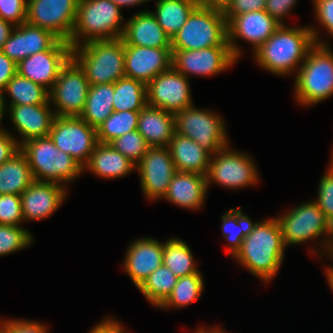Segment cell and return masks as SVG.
<instances>
[{
    "instance_id": "cell-55",
    "label": "cell",
    "mask_w": 333,
    "mask_h": 333,
    "mask_svg": "<svg viewBox=\"0 0 333 333\" xmlns=\"http://www.w3.org/2000/svg\"><path fill=\"white\" fill-rule=\"evenodd\" d=\"M4 94H0V133L1 132H5V130H3L2 128H1V121H2V116H3V114H4V112H5V100H4V96H3Z\"/></svg>"
},
{
    "instance_id": "cell-54",
    "label": "cell",
    "mask_w": 333,
    "mask_h": 333,
    "mask_svg": "<svg viewBox=\"0 0 333 333\" xmlns=\"http://www.w3.org/2000/svg\"><path fill=\"white\" fill-rule=\"evenodd\" d=\"M89 333H109V318L94 326Z\"/></svg>"
},
{
    "instance_id": "cell-51",
    "label": "cell",
    "mask_w": 333,
    "mask_h": 333,
    "mask_svg": "<svg viewBox=\"0 0 333 333\" xmlns=\"http://www.w3.org/2000/svg\"><path fill=\"white\" fill-rule=\"evenodd\" d=\"M230 1L231 0H200V4L224 9L230 3Z\"/></svg>"
},
{
    "instance_id": "cell-19",
    "label": "cell",
    "mask_w": 333,
    "mask_h": 333,
    "mask_svg": "<svg viewBox=\"0 0 333 333\" xmlns=\"http://www.w3.org/2000/svg\"><path fill=\"white\" fill-rule=\"evenodd\" d=\"M125 76L147 85L172 67L171 48L125 46Z\"/></svg>"
},
{
    "instance_id": "cell-21",
    "label": "cell",
    "mask_w": 333,
    "mask_h": 333,
    "mask_svg": "<svg viewBox=\"0 0 333 333\" xmlns=\"http://www.w3.org/2000/svg\"><path fill=\"white\" fill-rule=\"evenodd\" d=\"M65 186L46 181H34L20 195L23 220L47 218L63 203Z\"/></svg>"
},
{
    "instance_id": "cell-9",
    "label": "cell",
    "mask_w": 333,
    "mask_h": 333,
    "mask_svg": "<svg viewBox=\"0 0 333 333\" xmlns=\"http://www.w3.org/2000/svg\"><path fill=\"white\" fill-rule=\"evenodd\" d=\"M176 133L197 142L214 157L228 144L226 127L220 115L196 109L193 105L174 114Z\"/></svg>"
},
{
    "instance_id": "cell-58",
    "label": "cell",
    "mask_w": 333,
    "mask_h": 333,
    "mask_svg": "<svg viewBox=\"0 0 333 333\" xmlns=\"http://www.w3.org/2000/svg\"><path fill=\"white\" fill-rule=\"evenodd\" d=\"M329 165L330 168L327 171H329L333 175V155H332V162Z\"/></svg>"
},
{
    "instance_id": "cell-33",
    "label": "cell",
    "mask_w": 333,
    "mask_h": 333,
    "mask_svg": "<svg viewBox=\"0 0 333 333\" xmlns=\"http://www.w3.org/2000/svg\"><path fill=\"white\" fill-rule=\"evenodd\" d=\"M11 97L9 106L52 104L49 91L43 86L16 73L7 83L4 92Z\"/></svg>"
},
{
    "instance_id": "cell-56",
    "label": "cell",
    "mask_w": 333,
    "mask_h": 333,
    "mask_svg": "<svg viewBox=\"0 0 333 333\" xmlns=\"http://www.w3.org/2000/svg\"><path fill=\"white\" fill-rule=\"evenodd\" d=\"M326 272L328 283L331 287V290H333V267H328V269H326Z\"/></svg>"
},
{
    "instance_id": "cell-30",
    "label": "cell",
    "mask_w": 333,
    "mask_h": 333,
    "mask_svg": "<svg viewBox=\"0 0 333 333\" xmlns=\"http://www.w3.org/2000/svg\"><path fill=\"white\" fill-rule=\"evenodd\" d=\"M114 83L90 85L80 118L97 128L113 110Z\"/></svg>"
},
{
    "instance_id": "cell-37",
    "label": "cell",
    "mask_w": 333,
    "mask_h": 333,
    "mask_svg": "<svg viewBox=\"0 0 333 333\" xmlns=\"http://www.w3.org/2000/svg\"><path fill=\"white\" fill-rule=\"evenodd\" d=\"M200 272L189 276L179 277L177 284L174 286L171 295L159 308L185 307L198 298L203 291L204 282Z\"/></svg>"
},
{
    "instance_id": "cell-40",
    "label": "cell",
    "mask_w": 333,
    "mask_h": 333,
    "mask_svg": "<svg viewBox=\"0 0 333 333\" xmlns=\"http://www.w3.org/2000/svg\"><path fill=\"white\" fill-rule=\"evenodd\" d=\"M32 238L21 226L0 225V256L22 250L31 244Z\"/></svg>"
},
{
    "instance_id": "cell-47",
    "label": "cell",
    "mask_w": 333,
    "mask_h": 333,
    "mask_svg": "<svg viewBox=\"0 0 333 333\" xmlns=\"http://www.w3.org/2000/svg\"><path fill=\"white\" fill-rule=\"evenodd\" d=\"M297 0H266L265 11L283 24L282 18L287 16Z\"/></svg>"
},
{
    "instance_id": "cell-20",
    "label": "cell",
    "mask_w": 333,
    "mask_h": 333,
    "mask_svg": "<svg viewBox=\"0 0 333 333\" xmlns=\"http://www.w3.org/2000/svg\"><path fill=\"white\" fill-rule=\"evenodd\" d=\"M59 40L50 30L25 22L14 27L0 51L18 64L26 57L51 49Z\"/></svg>"
},
{
    "instance_id": "cell-39",
    "label": "cell",
    "mask_w": 333,
    "mask_h": 333,
    "mask_svg": "<svg viewBox=\"0 0 333 333\" xmlns=\"http://www.w3.org/2000/svg\"><path fill=\"white\" fill-rule=\"evenodd\" d=\"M109 144L135 165L140 162L150 148L145 138L137 130L128 132Z\"/></svg>"
},
{
    "instance_id": "cell-28",
    "label": "cell",
    "mask_w": 333,
    "mask_h": 333,
    "mask_svg": "<svg viewBox=\"0 0 333 333\" xmlns=\"http://www.w3.org/2000/svg\"><path fill=\"white\" fill-rule=\"evenodd\" d=\"M85 168L102 178L114 179L129 174L136 165L110 144L98 142Z\"/></svg>"
},
{
    "instance_id": "cell-14",
    "label": "cell",
    "mask_w": 333,
    "mask_h": 333,
    "mask_svg": "<svg viewBox=\"0 0 333 333\" xmlns=\"http://www.w3.org/2000/svg\"><path fill=\"white\" fill-rule=\"evenodd\" d=\"M188 78L173 67L146 85L147 105L177 113L193 105Z\"/></svg>"
},
{
    "instance_id": "cell-35",
    "label": "cell",
    "mask_w": 333,
    "mask_h": 333,
    "mask_svg": "<svg viewBox=\"0 0 333 333\" xmlns=\"http://www.w3.org/2000/svg\"><path fill=\"white\" fill-rule=\"evenodd\" d=\"M178 277L165 265H161L138 288L145 298L160 307L171 295Z\"/></svg>"
},
{
    "instance_id": "cell-43",
    "label": "cell",
    "mask_w": 333,
    "mask_h": 333,
    "mask_svg": "<svg viewBox=\"0 0 333 333\" xmlns=\"http://www.w3.org/2000/svg\"><path fill=\"white\" fill-rule=\"evenodd\" d=\"M27 0H0V17L13 24L26 22Z\"/></svg>"
},
{
    "instance_id": "cell-12",
    "label": "cell",
    "mask_w": 333,
    "mask_h": 333,
    "mask_svg": "<svg viewBox=\"0 0 333 333\" xmlns=\"http://www.w3.org/2000/svg\"><path fill=\"white\" fill-rule=\"evenodd\" d=\"M79 0H28L26 22L70 41Z\"/></svg>"
},
{
    "instance_id": "cell-7",
    "label": "cell",
    "mask_w": 333,
    "mask_h": 333,
    "mask_svg": "<svg viewBox=\"0 0 333 333\" xmlns=\"http://www.w3.org/2000/svg\"><path fill=\"white\" fill-rule=\"evenodd\" d=\"M296 100L302 105L324 101L333 94V52L315 44L301 64L295 79Z\"/></svg>"
},
{
    "instance_id": "cell-59",
    "label": "cell",
    "mask_w": 333,
    "mask_h": 333,
    "mask_svg": "<svg viewBox=\"0 0 333 333\" xmlns=\"http://www.w3.org/2000/svg\"><path fill=\"white\" fill-rule=\"evenodd\" d=\"M330 255L333 257V250L329 253V256H330Z\"/></svg>"
},
{
    "instance_id": "cell-49",
    "label": "cell",
    "mask_w": 333,
    "mask_h": 333,
    "mask_svg": "<svg viewBox=\"0 0 333 333\" xmlns=\"http://www.w3.org/2000/svg\"><path fill=\"white\" fill-rule=\"evenodd\" d=\"M17 73V64L7 55L0 51V94L4 93V89L8 81Z\"/></svg>"
},
{
    "instance_id": "cell-2",
    "label": "cell",
    "mask_w": 333,
    "mask_h": 333,
    "mask_svg": "<svg viewBox=\"0 0 333 333\" xmlns=\"http://www.w3.org/2000/svg\"><path fill=\"white\" fill-rule=\"evenodd\" d=\"M314 27L288 28L282 24L254 51L260 67L276 75H287L303 63L309 50L322 45Z\"/></svg>"
},
{
    "instance_id": "cell-4",
    "label": "cell",
    "mask_w": 333,
    "mask_h": 333,
    "mask_svg": "<svg viewBox=\"0 0 333 333\" xmlns=\"http://www.w3.org/2000/svg\"><path fill=\"white\" fill-rule=\"evenodd\" d=\"M120 11L111 0H79L70 45L76 47L92 40L122 38L125 24H121L123 16Z\"/></svg>"
},
{
    "instance_id": "cell-11",
    "label": "cell",
    "mask_w": 333,
    "mask_h": 333,
    "mask_svg": "<svg viewBox=\"0 0 333 333\" xmlns=\"http://www.w3.org/2000/svg\"><path fill=\"white\" fill-rule=\"evenodd\" d=\"M90 83L80 65L71 57L62 67L49 91V102L56 105V116H80L85 107Z\"/></svg>"
},
{
    "instance_id": "cell-48",
    "label": "cell",
    "mask_w": 333,
    "mask_h": 333,
    "mask_svg": "<svg viewBox=\"0 0 333 333\" xmlns=\"http://www.w3.org/2000/svg\"><path fill=\"white\" fill-rule=\"evenodd\" d=\"M20 150L19 140L11 136L7 131L0 133V165L9 160Z\"/></svg>"
},
{
    "instance_id": "cell-15",
    "label": "cell",
    "mask_w": 333,
    "mask_h": 333,
    "mask_svg": "<svg viewBox=\"0 0 333 333\" xmlns=\"http://www.w3.org/2000/svg\"><path fill=\"white\" fill-rule=\"evenodd\" d=\"M72 57V46L60 39L51 49L26 57L17 64V73L48 91L54 86L62 67Z\"/></svg>"
},
{
    "instance_id": "cell-29",
    "label": "cell",
    "mask_w": 333,
    "mask_h": 333,
    "mask_svg": "<svg viewBox=\"0 0 333 333\" xmlns=\"http://www.w3.org/2000/svg\"><path fill=\"white\" fill-rule=\"evenodd\" d=\"M34 181L27 157L21 150L0 165V195H21Z\"/></svg>"
},
{
    "instance_id": "cell-25",
    "label": "cell",
    "mask_w": 333,
    "mask_h": 333,
    "mask_svg": "<svg viewBox=\"0 0 333 333\" xmlns=\"http://www.w3.org/2000/svg\"><path fill=\"white\" fill-rule=\"evenodd\" d=\"M206 175L176 171L163 198L183 208L198 209L207 193Z\"/></svg>"
},
{
    "instance_id": "cell-18",
    "label": "cell",
    "mask_w": 333,
    "mask_h": 333,
    "mask_svg": "<svg viewBox=\"0 0 333 333\" xmlns=\"http://www.w3.org/2000/svg\"><path fill=\"white\" fill-rule=\"evenodd\" d=\"M282 24L265 10L246 12L233 16L227 22L228 44L238 60L241 50L236 45V38L245 39L258 49Z\"/></svg>"
},
{
    "instance_id": "cell-44",
    "label": "cell",
    "mask_w": 333,
    "mask_h": 333,
    "mask_svg": "<svg viewBox=\"0 0 333 333\" xmlns=\"http://www.w3.org/2000/svg\"><path fill=\"white\" fill-rule=\"evenodd\" d=\"M2 333H48L47 327L39 322L27 320H4L0 322Z\"/></svg>"
},
{
    "instance_id": "cell-5",
    "label": "cell",
    "mask_w": 333,
    "mask_h": 333,
    "mask_svg": "<svg viewBox=\"0 0 333 333\" xmlns=\"http://www.w3.org/2000/svg\"><path fill=\"white\" fill-rule=\"evenodd\" d=\"M228 44L223 9L199 4L171 38V50H197Z\"/></svg>"
},
{
    "instance_id": "cell-13",
    "label": "cell",
    "mask_w": 333,
    "mask_h": 333,
    "mask_svg": "<svg viewBox=\"0 0 333 333\" xmlns=\"http://www.w3.org/2000/svg\"><path fill=\"white\" fill-rule=\"evenodd\" d=\"M215 155L210 158L207 186L216 182L226 188L238 189L258 182V170L247 154L234 152L227 145Z\"/></svg>"
},
{
    "instance_id": "cell-16",
    "label": "cell",
    "mask_w": 333,
    "mask_h": 333,
    "mask_svg": "<svg viewBox=\"0 0 333 333\" xmlns=\"http://www.w3.org/2000/svg\"><path fill=\"white\" fill-rule=\"evenodd\" d=\"M237 59L230 46H214L197 50H172V67L183 74L211 76L232 66Z\"/></svg>"
},
{
    "instance_id": "cell-24",
    "label": "cell",
    "mask_w": 333,
    "mask_h": 333,
    "mask_svg": "<svg viewBox=\"0 0 333 333\" xmlns=\"http://www.w3.org/2000/svg\"><path fill=\"white\" fill-rule=\"evenodd\" d=\"M50 106L51 104L9 106L14 127L22 136L19 146L28 140L49 136L56 116Z\"/></svg>"
},
{
    "instance_id": "cell-50",
    "label": "cell",
    "mask_w": 333,
    "mask_h": 333,
    "mask_svg": "<svg viewBox=\"0 0 333 333\" xmlns=\"http://www.w3.org/2000/svg\"><path fill=\"white\" fill-rule=\"evenodd\" d=\"M14 27L15 26L13 24L3 20L0 17V50L2 49L4 43L7 41V39L9 38Z\"/></svg>"
},
{
    "instance_id": "cell-6",
    "label": "cell",
    "mask_w": 333,
    "mask_h": 333,
    "mask_svg": "<svg viewBox=\"0 0 333 333\" xmlns=\"http://www.w3.org/2000/svg\"><path fill=\"white\" fill-rule=\"evenodd\" d=\"M20 150L27 157L36 181L66 185L84 171L71 155L58 149L49 136L28 140Z\"/></svg>"
},
{
    "instance_id": "cell-10",
    "label": "cell",
    "mask_w": 333,
    "mask_h": 333,
    "mask_svg": "<svg viewBox=\"0 0 333 333\" xmlns=\"http://www.w3.org/2000/svg\"><path fill=\"white\" fill-rule=\"evenodd\" d=\"M49 137L61 151L84 167L98 143L96 128L79 116H55Z\"/></svg>"
},
{
    "instance_id": "cell-1",
    "label": "cell",
    "mask_w": 333,
    "mask_h": 333,
    "mask_svg": "<svg viewBox=\"0 0 333 333\" xmlns=\"http://www.w3.org/2000/svg\"><path fill=\"white\" fill-rule=\"evenodd\" d=\"M285 247L275 217L259 223L251 221L247 235L233 257L253 275L270 281L283 263Z\"/></svg>"
},
{
    "instance_id": "cell-38",
    "label": "cell",
    "mask_w": 333,
    "mask_h": 333,
    "mask_svg": "<svg viewBox=\"0 0 333 333\" xmlns=\"http://www.w3.org/2000/svg\"><path fill=\"white\" fill-rule=\"evenodd\" d=\"M221 218V229L226 241L230 243L228 247L230 254L234 256L240 249L252 220L244 215L240 208L228 210Z\"/></svg>"
},
{
    "instance_id": "cell-45",
    "label": "cell",
    "mask_w": 333,
    "mask_h": 333,
    "mask_svg": "<svg viewBox=\"0 0 333 333\" xmlns=\"http://www.w3.org/2000/svg\"><path fill=\"white\" fill-rule=\"evenodd\" d=\"M266 0H231L223 9L227 22L236 15L251 11L265 10Z\"/></svg>"
},
{
    "instance_id": "cell-8",
    "label": "cell",
    "mask_w": 333,
    "mask_h": 333,
    "mask_svg": "<svg viewBox=\"0 0 333 333\" xmlns=\"http://www.w3.org/2000/svg\"><path fill=\"white\" fill-rule=\"evenodd\" d=\"M286 246L300 244L328 235L323 243L329 254L333 250V225L315 201L301 204L284 216L276 217Z\"/></svg>"
},
{
    "instance_id": "cell-3",
    "label": "cell",
    "mask_w": 333,
    "mask_h": 333,
    "mask_svg": "<svg viewBox=\"0 0 333 333\" xmlns=\"http://www.w3.org/2000/svg\"><path fill=\"white\" fill-rule=\"evenodd\" d=\"M72 58L83 69L90 85L115 83L125 77L122 38L92 40L72 47Z\"/></svg>"
},
{
    "instance_id": "cell-34",
    "label": "cell",
    "mask_w": 333,
    "mask_h": 333,
    "mask_svg": "<svg viewBox=\"0 0 333 333\" xmlns=\"http://www.w3.org/2000/svg\"><path fill=\"white\" fill-rule=\"evenodd\" d=\"M163 265L178 278L200 272L189 246L182 240L172 238L163 243Z\"/></svg>"
},
{
    "instance_id": "cell-31",
    "label": "cell",
    "mask_w": 333,
    "mask_h": 333,
    "mask_svg": "<svg viewBox=\"0 0 333 333\" xmlns=\"http://www.w3.org/2000/svg\"><path fill=\"white\" fill-rule=\"evenodd\" d=\"M200 0H158L152 12L163 30L172 38L186 23Z\"/></svg>"
},
{
    "instance_id": "cell-42",
    "label": "cell",
    "mask_w": 333,
    "mask_h": 333,
    "mask_svg": "<svg viewBox=\"0 0 333 333\" xmlns=\"http://www.w3.org/2000/svg\"><path fill=\"white\" fill-rule=\"evenodd\" d=\"M317 197L316 204L333 225V175L329 171L320 180Z\"/></svg>"
},
{
    "instance_id": "cell-26",
    "label": "cell",
    "mask_w": 333,
    "mask_h": 333,
    "mask_svg": "<svg viewBox=\"0 0 333 333\" xmlns=\"http://www.w3.org/2000/svg\"><path fill=\"white\" fill-rule=\"evenodd\" d=\"M137 131L150 147H168L176 132L174 113L146 105L139 111Z\"/></svg>"
},
{
    "instance_id": "cell-27",
    "label": "cell",
    "mask_w": 333,
    "mask_h": 333,
    "mask_svg": "<svg viewBox=\"0 0 333 333\" xmlns=\"http://www.w3.org/2000/svg\"><path fill=\"white\" fill-rule=\"evenodd\" d=\"M168 149L176 171L207 175L212 155L197 142L175 132Z\"/></svg>"
},
{
    "instance_id": "cell-22",
    "label": "cell",
    "mask_w": 333,
    "mask_h": 333,
    "mask_svg": "<svg viewBox=\"0 0 333 333\" xmlns=\"http://www.w3.org/2000/svg\"><path fill=\"white\" fill-rule=\"evenodd\" d=\"M162 260L163 243L146 237L131 243L123 265L125 272L139 288L148 276L163 264Z\"/></svg>"
},
{
    "instance_id": "cell-41",
    "label": "cell",
    "mask_w": 333,
    "mask_h": 333,
    "mask_svg": "<svg viewBox=\"0 0 333 333\" xmlns=\"http://www.w3.org/2000/svg\"><path fill=\"white\" fill-rule=\"evenodd\" d=\"M23 220L20 195H0V225L19 226Z\"/></svg>"
},
{
    "instance_id": "cell-36",
    "label": "cell",
    "mask_w": 333,
    "mask_h": 333,
    "mask_svg": "<svg viewBox=\"0 0 333 333\" xmlns=\"http://www.w3.org/2000/svg\"><path fill=\"white\" fill-rule=\"evenodd\" d=\"M139 111H114L97 128V141L109 144L114 139L138 127Z\"/></svg>"
},
{
    "instance_id": "cell-32",
    "label": "cell",
    "mask_w": 333,
    "mask_h": 333,
    "mask_svg": "<svg viewBox=\"0 0 333 333\" xmlns=\"http://www.w3.org/2000/svg\"><path fill=\"white\" fill-rule=\"evenodd\" d=\"M146 105V85L143 82L125 76L114 83V111H140Z\"/></svg>"
},
{
    "instance_id": "cell-53",
    "label": "cell",
    "mask_w": 333,
    "mask_h": 333,
    "mask_svg": "<svg viewBox=\"0 0 333 333\" xmlns=\"http://www.w3.org/2000/svg\"><path fill=\"white\" fill-rule=\"evenodd\" d=\"M113 3H115L120 9L124 6H133V5H139L141 3H145L149 0H111Z\"/></svg>"
},
{
    "instance_id": "cell-57",
    "label": "cell",
    "mask_w": 333,
    "mask_h": 333,
    "mask_svg": "<svg viewBox=\"0 0 333 333\" xmlns=\"http://www.w3.org/2000/svg\"><path fill=\"white\" fill-rule=\"evenodd\" d=\"M195 333H227L226 331L224 332L223 330L221 329H215V328H210L209 330H205L204 328H200L199 330H197Z\"/></svg>"
},
{
    "instance_id": "cell-23",
    "label": "cell",
    "mask_w": 333,
    "mask_h": 333,
    "mask_svg": "<svg viewBox=\"0 0 333 333\" xmlns=\"http://www.w3.org/2000/svg\"><path fill=\"white\" fill-rule=\"evenodd\" d=\"M122 39L125 46L171 48V38L151 11H141L128 20Z\"/></svg>"
},
{
    "instance_id": "cell-46",
    "label": "cell",
    "mask_w": 333,
    "mask_h": 333,
    "mask_svg": "<svg viewBox=\"0 0 333 333\" xmlns=\"http://www.w3.org/2000/svg\"><path fill=\"white\" fill-rule=\"evenodd\" d=\"M316 17L333 36V0H313Z\"/></svg>"
},
{
    "instance_id": "cell-17",
    "label": "cell",
    "mask_w": 333,
    "mask_h": 333,
    "mask_svg": "<svg viewBox=\"0 0 333 333\" xmlns=\"http://www.w3.org/2000/svg\"><path fill=\"white\" fill-rule=\"evenodd\" d=\"M144 195L149 200L162 198L176 172L168 147H150L136 165Z\"/></svg>"
},
{
    "instance_id": "cell-52",
    "label": "cell",
    "mask_w": 333,
    "mask_h": 333,
    "mask_svg": "<svg viewBox=\"0 0 333 333\" xmlns=\"http://www.w3.org/2000/svg\"><path fill=\"white\" fill-rule=\"evenodd\" d=\"M109 333H126L121 323L113 318L109 319ZM128 333V332H127Z\"/></svg>"
}]
</instances>
